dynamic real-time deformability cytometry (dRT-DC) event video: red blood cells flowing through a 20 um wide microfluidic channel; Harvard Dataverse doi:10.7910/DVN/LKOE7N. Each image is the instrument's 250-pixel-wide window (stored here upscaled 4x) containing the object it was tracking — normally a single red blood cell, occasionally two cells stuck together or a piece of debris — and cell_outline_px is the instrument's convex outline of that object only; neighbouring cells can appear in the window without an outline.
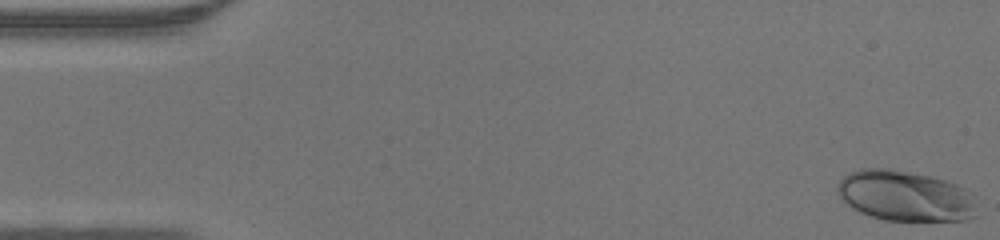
{"species": "human", "species_latin": "Homo sapiens", "temperature_condition": "warm", "stored_images_in_passage": 46, "camera_frame_rate_fps": 3000, "um_per_image_px": 0.085, "donor": {"sex": "male"}, "frame": {"image": 1, "passage_image": 1, "time_ms": 0.0, "image_size_px": [1000, 240], "cell_outline_px": [[976, 216], [968, 220], [884, 220], [860, 212], [852, 208], [836, 192], [836, 184], [844, 176], [860, 168], [888, 168], [932, 176], [956, 184], [972, 192]], "centroid_in_image_um": [76.93, 16.64], "position_along_channel_um": 8.1, "area_um2": 41.04}}
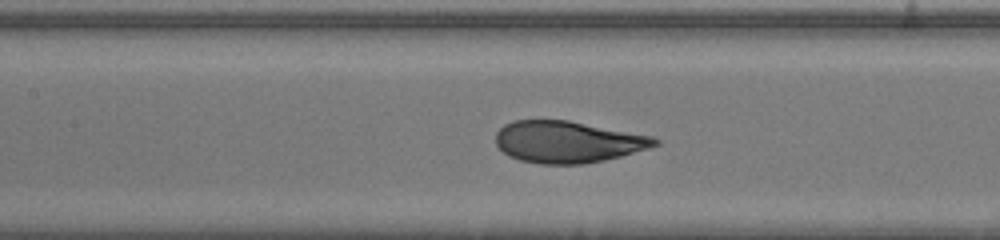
{"frame": {"image": 2, "passage_image": 21, "time_ms": 6.667, "image_size_px": [1000, 240], "cell_outline_px": [[660, 144], [648, 148], [620, 156], [604, 160], [584, 164], [540, 164], [520, 160], [508, 156], [496, 144], [496, 132], [504, 124], [516, 120], [568, 120], [656, 136], [660, 140]], "centroid_in_image_um": [48.28, 12.05], "position_along_channel_um": 159.1, "area_um2": 38.9}}
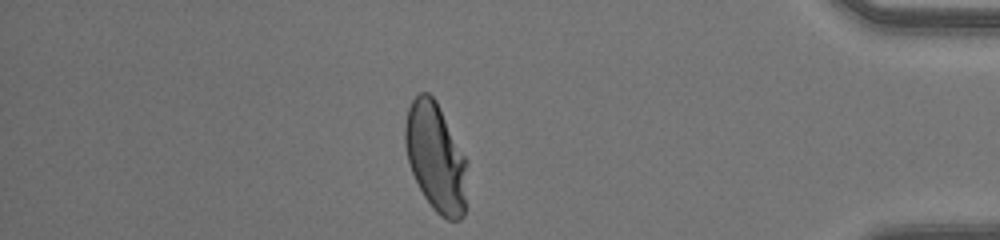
{"frame": {"image": 3, "passage_image": 40, "time_ms": 13.0, "image_size_px": [1000, 240], "cell_outline_px": [[468, 160], [464, 216], [460, 220], [448, 220], [440, 216], [432, 208], [424, 196], [412, 172], [408, 160], [404, 144], [404, 124], [408, 108], [412, 100], [420, 92], [428, 92], [436, 100]], "centroid_in_image_um": [37.05, 13.37], "position_along_channel_um": 398.2, "area_um2": 39.65}}